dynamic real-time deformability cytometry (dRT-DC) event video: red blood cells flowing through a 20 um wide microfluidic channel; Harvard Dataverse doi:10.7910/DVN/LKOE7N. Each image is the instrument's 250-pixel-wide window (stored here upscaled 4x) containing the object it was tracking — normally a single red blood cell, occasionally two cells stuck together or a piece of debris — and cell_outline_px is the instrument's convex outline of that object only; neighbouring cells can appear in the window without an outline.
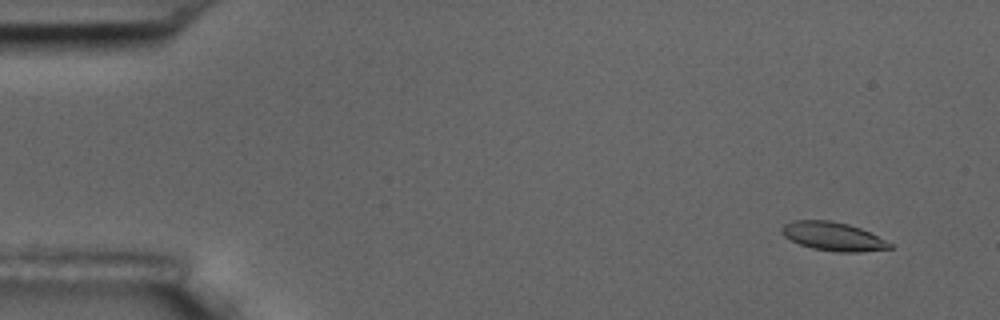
{"species": "common noctule bat (a hibernating species)", "species_latin": "Nyctalus noctula", "temperature_condition": "room temperature", "stored_images_in_passage": 5, "camera_frame_rate_fps": 3000, "um_per_image_px": 0.085, "animal": {"sex": "male", "body_mass_g": 17.5, "forearm_length_mm": 52.3}, "frame": {"image": 1, "passage_image": 2, "time_ms": 1.0, "image_size_px": [1000, 320], "cell_outline_px": [[892, 248], [860, 252], [840, 252], [812, 248], [800, 244], [784, 236], [780, 232], [780, 228], [784, 224], [792, 220], [832, 220], [848, 224], [860, 228], [892, 244]], "centroid_in_image_um": [70.76, 20.08], "position_along_channel_um": 14.2, "area_um2": 17.86}}
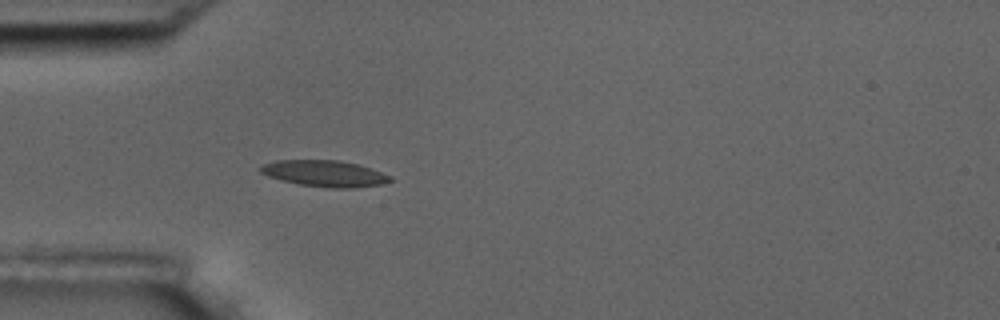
{"frame": {"image": 2, "passage_image": 5, "time_ms": 5.333, "image_size_px": [1000, 320], "cell_outline_px": [[392, 180], [384, 184], [352, 188], [332, 188], [300, 184], [280, 180], [268, 176], [260, 172], [260, 168], [264, 164], [276, 160], [340, 160], [356, 164], [392, 176]], "centroid_in_image_um": [27.59, 14.75], "position_along_channel_um": 57.4, "area_um2": 19.71}}